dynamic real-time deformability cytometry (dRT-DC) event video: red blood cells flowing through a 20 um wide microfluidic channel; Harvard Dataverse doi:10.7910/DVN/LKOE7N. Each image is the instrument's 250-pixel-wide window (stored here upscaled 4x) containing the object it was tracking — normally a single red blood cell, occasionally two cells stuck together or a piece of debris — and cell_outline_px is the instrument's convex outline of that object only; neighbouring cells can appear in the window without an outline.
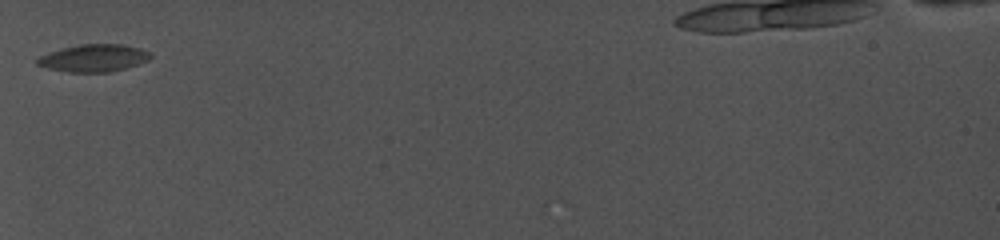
{"species": "common noctule bat (a hibernating species)", "species_latin": "Nyctalus noctula", "temperature_condition": "cold", "stored_images_in_passage": 8, "camera_frame_rate_fps": 5000, "um_per_image_px": 0.085, "animal": {"sex": "female", "body_mass_g": 19.0, "forearm_length_mm": 56.7}, "frame": {"image": 1, "passage_image": 4, "time_ms": 1.2, "image_size_px": [1000, 240], "cell_outline_px": [[152, 56], [148, 60], [124, 68], [108, 72], [68, 72], [48, 68], [36, 64], [36, 60], [40, 56], [64, 48], [80, 44], [124, 44], [140, 48], [152, 52]], "centroid_in_image_um": [8.0, 4.93], "position_along_channel_um": 77.0, "area_um2": 17.86}}
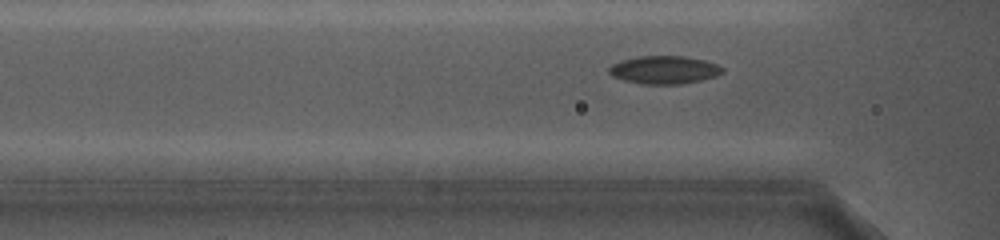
{"frame": {"image": 2, "passage_image": 7, "time_ms": 2.4, "image_size_px": [1000, 240], "cell_outline_px": [[724, 72], [716, 76], [700, 80], [676, 84], [644, 84], [624, 80], [612, 76], [608, 72], [608, 68], [612, 64], [620, 60], [636, 56], [684, 56], [704, 60], [716, 64], [724, 68]], "centroid_in_image_um": [56.43, 5.93], "position_along_channel_um": 110.2, "area_um2": 18.5}}